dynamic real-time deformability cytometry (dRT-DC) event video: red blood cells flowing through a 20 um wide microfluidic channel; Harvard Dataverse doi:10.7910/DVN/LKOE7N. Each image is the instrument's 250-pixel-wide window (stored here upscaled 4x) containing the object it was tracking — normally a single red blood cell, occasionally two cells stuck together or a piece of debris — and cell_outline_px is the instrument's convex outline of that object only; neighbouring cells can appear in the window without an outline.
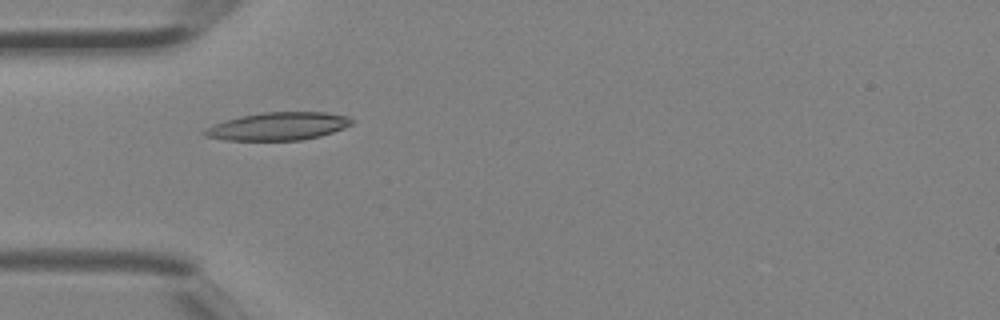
{"species": "Egyptian fruit bat (a non-hibernating species)", "species_latin": "Rousettus aegyptiacus", "temperature_condition": "room temperature", "stored_images_in_passage": 4, "camera_frame_rate_fps": 3000, "um_per_image_px": 0.085, "animal": {"sex": "female"}, "frame": {"image": 1, "passage_image": 3, "time_ms": 0.667, "image_size_px": [1000, 320], "cell_outline_px": [[356, 120], [352, 124], [344, 128], [320, 136], [300, 140], [228, 140], [204, 136], [200, 132], [204, 128], [224, 120], [240, 116], [264, 112], [324, 112], [348, 116]], "centroid_in_image_um": [23.63, 10.73], "position_along_channel_um": 61.4, "area_um2": 24.04}}
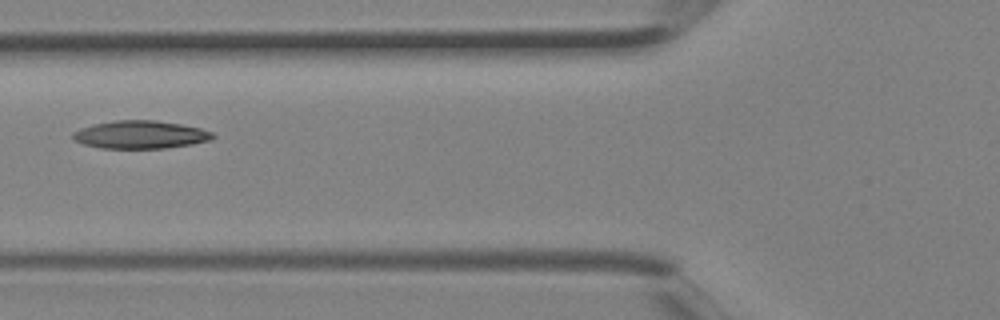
{"frame": {"image": 2, "passage_image": 4, "time_ms": 1.0, "image_size_px": [1000, 320], "cell_outline_px": [[216, 136], [208, 140], [192, 144], [164, 148], [100, 148], [84, 144], [72, 140], [72, 132], [80, 128], [92, 124], [116, 120], [156, 120], [180, 124], [200, 128], [212, 132]], "centroid_in_image_um": [11.89, 11.44], "position_along_channel_um": 113.9, "area_um2": 22.77}}